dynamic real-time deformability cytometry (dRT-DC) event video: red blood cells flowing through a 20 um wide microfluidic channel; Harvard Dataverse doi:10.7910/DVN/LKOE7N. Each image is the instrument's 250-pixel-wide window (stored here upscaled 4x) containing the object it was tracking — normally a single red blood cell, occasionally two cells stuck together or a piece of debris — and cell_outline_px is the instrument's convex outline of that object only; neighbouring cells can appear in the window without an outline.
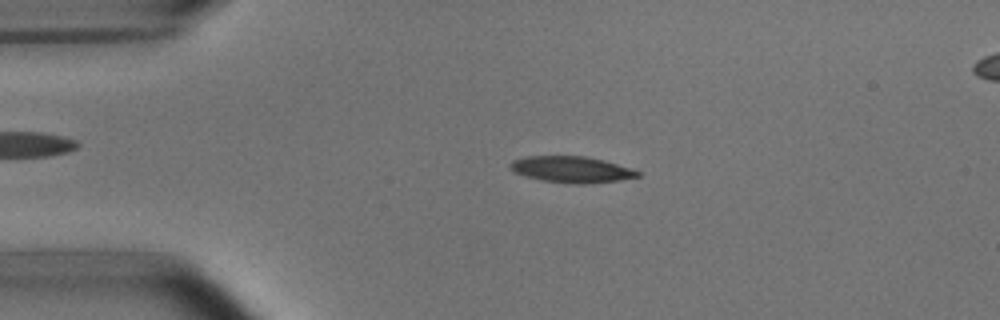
{"species": "common noctule bat (a hibernating species)", "species_latin": "Nyctalus noctula", "temperature_condition": "room temperature", "stored_images_in_passage": 49, "camera_frame_rate_fps": 3000, "um_per_image_px": 0.085, "animal": {"sex": "male", "body_mass_g": 15.6}, "frame": {"image": 1, "passage_image": 8, "time_ms": 2.333, "image_size_px": [1000, 320], "cell_outline_px": [[640, 176], [620, 180], [584, 184], [572, 184], [540, 180], [524, 176], [512, 172], [508, 164], [512, 160], [528, 156], [584, 156], [604, 160], [640, 172]], "centroid_in_image_um": [48.51, 14.41], "position_along_channel_um": 36.5, "area_um2": 19.54}}
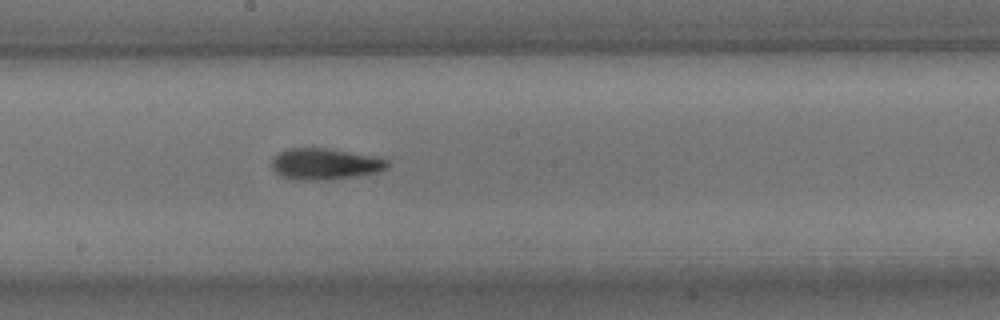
{"frame": {"image": 2, "passage_image": 25, "time_ms": 8.0, "image_size_px": [1000, 320], "cell_outline_px": [[388, 168], [380, 172], [356, 176], [324, 180], [296, 180], [280, 176], [272, 168], [272, 160], [280, 152], [288, 148], [324, 148], [372, 156], [388, 160]], "centroid_in_image_um": [27.61, 13.95], "position_along_channel_um": 220.6, "area_um2": 20.92}}
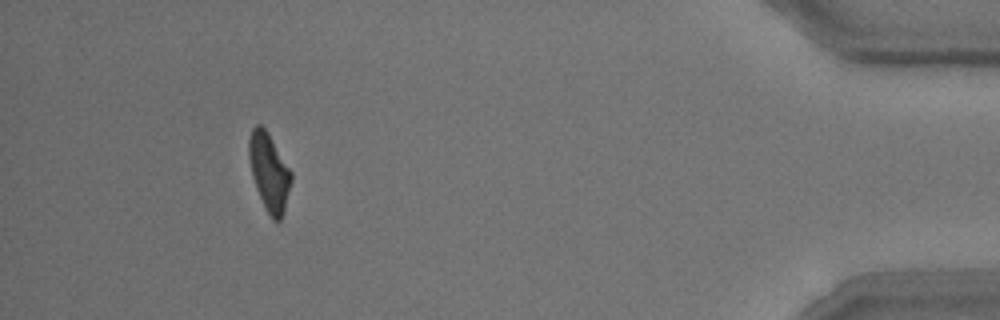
{"frame": {"image": 3, "passage_image": 45, "time_ms": 14.667, "image_size_px": [1000, 320], "cell_outline_px": [[292, 180], [284, 212], [280, 220], [272, 220], [256, 188], [252, 176], [248, 156], [248, 140], [252, 128], [256, 124], [260, 124], [268, 132], [292, 172]], "centroid_in_image_um": [22.87, 14.59], "position_along_channel_um": 412.3, "area_um2": 19.07}, "authors_computed_cell_mechanics": {"area_um2": 19.7676, "velocity_mm_per_s": 3.8122, "shape_relaxation_time_tau1_ms": 4.4248, "shape_relaxation_time_tau2_ms": 2.3461, "deformation_change_tau1": 0.1723, "deformation_change_tau2": 0.1052}}